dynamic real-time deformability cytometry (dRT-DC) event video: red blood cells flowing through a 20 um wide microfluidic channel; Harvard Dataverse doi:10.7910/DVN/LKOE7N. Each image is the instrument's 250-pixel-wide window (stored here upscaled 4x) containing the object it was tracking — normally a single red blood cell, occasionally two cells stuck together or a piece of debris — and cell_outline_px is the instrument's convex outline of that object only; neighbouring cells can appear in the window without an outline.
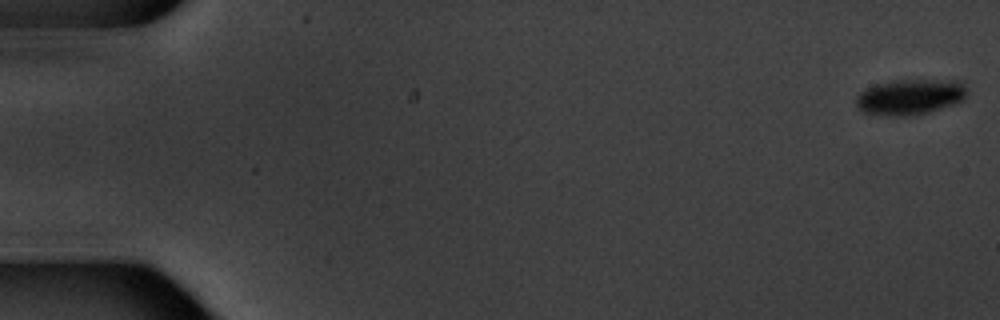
{"species": "common noctule bat (a hibernating species)", "species_latin": "Nyctalus noctula", "temperature_condition": "warm", "stored_images_in_passage": 8, "camera_frame_rate_fps": 3000, "um_per_image_px": 0.085, "animal": {"sex": "male", "body_mass_g": 20.1, "forearm_length_mm": 53.5}, "frame": {"image": 1, "passage_image": 1, "time_ms": 0.0, "image_size_px": [1000, 320], "cell_outline_px": [[968, 92], [964, 100], [928, 112], [908, 116], [888, 116], [864, 112], [856, 104], [856, 96], [860, 92], [876, 84], [892, 80], [964, 80]], "centroid_in_image_um": [77.4, 8.22], "position_along_channel_um": 7.6, "area_um2": 23.12}}
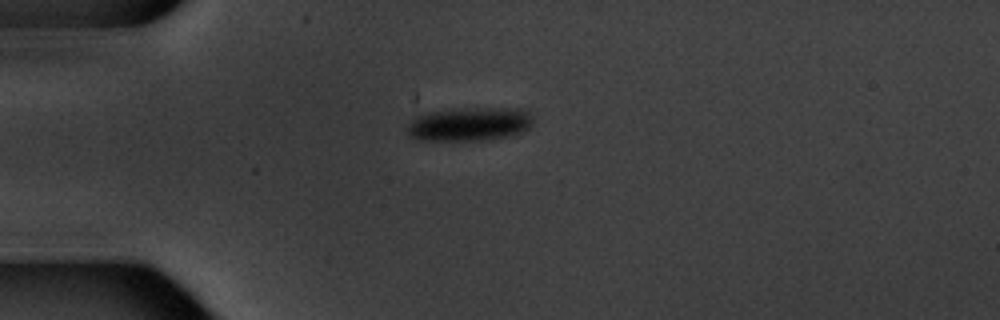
{"frame": {"image": 2, "passage_image": 5, "time_ms": 5.0, "image_size_px": [1000, 320], "cell_outline_px": [[532, 124], [524, 132], [508, 136], [488, 140], [420, 140], [412, 136], [408, 132], [408, 124], [416, 116], [428, 112], [456, 108], [520, 108], [528, 112], [532, 116]], "centroid_in_image_um": [39.94, 10.54], "position_along_channel_um": 45.1, "area_um2": 24.8}}